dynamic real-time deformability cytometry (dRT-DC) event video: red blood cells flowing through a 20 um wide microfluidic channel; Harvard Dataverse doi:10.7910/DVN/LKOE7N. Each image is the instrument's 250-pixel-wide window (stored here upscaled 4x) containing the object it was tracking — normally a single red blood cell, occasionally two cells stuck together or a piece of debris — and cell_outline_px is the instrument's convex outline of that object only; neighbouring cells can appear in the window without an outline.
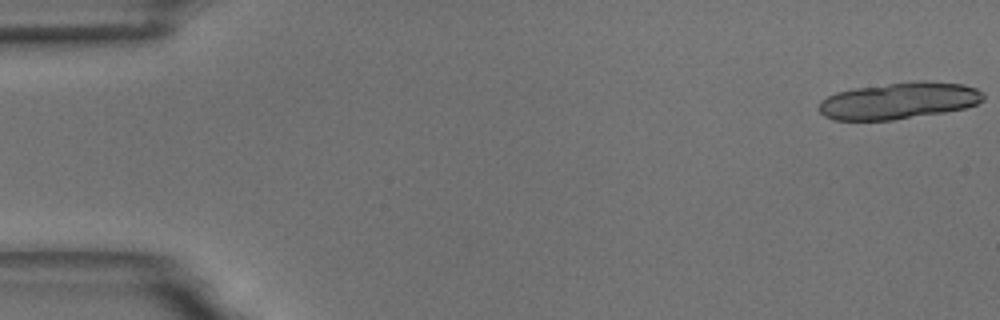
{"species": "common noctule bat (a hibernating species)", "species_latin": "Nyctalus noctula", "temperature_condition": "room temperature", "stored_images_in_passage": 20, "camera_frame_rate_fps": 3000, "um_per_image_px": 0.085, "animal": {"sex": "male", "body_mass_g": 18.8}, "frame": {"image": 1, "passage_image": 1, "time_ms": 0.0, "image_size_px": [1000, 320], "cell_outline_px": [[984, 100], [976, 104], [964, 108], [944, 112], [892, 120], [832, 120], [824, 116], [816, 108], [820, 100], [836, 92], [856, 88], [920, 80], [924, 80], [964, 84], [976, 88], [984, 92]], "centroid_in_image_um": [76.4, 8.56], "position_along_channel_um": 8.6, "area_um2": 35.26}}